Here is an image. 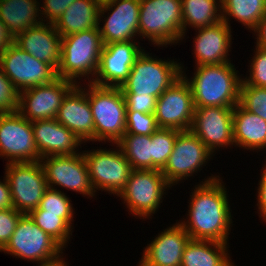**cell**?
<instances>
[{"instance_id":"cell-1","label":"cell","mask_w":266,"mask_h":266,"mask_svg":"<svg viewBox=\"0 0 266 266\" xmlns=\"http://www.w3.org/2000/svg\"><path fill=\"white\" fill-rule=\"evenodd\" d=\"M222 178L220 174L211 173L192 187L186 218L183 216L178 221L191 239L229 244L231 228L235 224L229 191Z\"/></svg>"},{"instance_id":"cell-2","label":"cell","mask_w":266,"mask_h":266,"mask_svg":"<svg viewBox=\"0 0 266 266\" xmlns=\"http://www.w3.org/2000/svg\"><path fill=\"white\" fill-rule=\"evenodd\" d=\"M180 62L181 75L188 82L195 107H230L239 103L242 76L235 64L195 66L192 76L186 74L187 67ZM186 69V70H185Z\"/></svg>"},{"instance_id":"cell-3","label":"cell","mask_w":266,"mask_h":266,"mask_svg":"<svg viewBox=\"0 0 266 266\" xmlns=\"http://www.w3.org/2000/svg\"><path fill=\"white\" fill-rule=\"evenodd\" d=\"M102 48L99 28L61 37V61L57 76L76 85L82 81L91 83L98 70Z\"/></svg>"},{"instance_id":"cell-4","label":"cell","mask_w":266,"mask_h":266,"mask_svg":"<svg viewBox=\"0 0 266 266\" xmlns=\"http://www.w3.org/2000/svg\"><path fill=\"white\" fill-rule=\"evenodd\" d=\"M139 40L150 46L168 48L182 42V1L181 0H140L138 25Z\"/></svg>"},{"instance_id":"cell-5","label":"cell","mask_w":266,"mask_h":266,"mask_svg":"<svg viewBox=\"0 0 266 266\" xmlns=\"http://www.w3.org/2000/svg\"><path fill=\"white\" fill-rule=\"evenodd\" d=\"M87 97L94 119L95 142L116 144L126 133L127 107L120 87L87 83Z\"/></svg>"},{"instance_id":"cell-6","label":"cell","mask_w":266,"mask_h":266,"mask_svg":"<svg viewBox=\"0 0 266 266\" xmlns=\"http://www.w3.org/2000/svg\"><path fill=\"white\" fill-rule=\"evenodd\" d=\"M172 186L166 181L161 170L132 169L128 181L117 196L136 219L152 220L161 209V204ZM146 219V220H145Z\"/></svg>"},{"instance_id":"cell-7","label":"cell","mask_w":266,"mask_h":266,"mask_svg":"<svg viewBox=\"0 0 266 266\" xmlns=\"http://www.w3.org/2000/svg\"><path fill=\"white\" fill-rule=\"evenodd\" d=\"M145 48L136 58L129 77L120 86L123 94L150 95L158 98L181 76L180 62L157 58Z\"/></svg>"},{"instance_id":"cell-8","label":"cell","mask_w":266,"mask_h":266,"mask_svg":"<svg viewBox=\"0 0 266 266\" xmlns=\"http://www.w3.org/2000/svg\"><path fill=\"white\" fill-rule=\"evenodd\" d=\"M65 249L35 224L29 214H22L9 242L0 251L38 265L61 259Z\"/></svg>"},{"instance_id":"cell-9","label":"cell","mask_w":266,"mask_h":266,"mask_svg":"<svg viewBox=\"0 0 266 266\" xmlns=\"http://www.w3.org/2000/svg\"><path fill=\"white\" fill-rule=\"evenodd\" d=\"M110 145L113 148L107 149L99 146V149L96 147L97 149L82 150L90 182L96 195L101 190L106 194L118 196L132 171L120 147L117 144Z\"/></svg>"},{"instance_id":"cell-10","label":"cell","mask_w":266,"mask_h":266,"mask_svg":"<svg viewBox=\"0 0 266 266\" xmlns=\"http://www.w3.org/2000/svg\"><path fill=\"white\" fill-rule=\"evenodd\" d=\"M214 156L191 130L180 131L161 173L171 186L180 185L183 180L185 182L190 177L193 179L199 175L198 172H201Z\"/></svg>"},{"instance_id":"cell-11","label":"cell","mask_w":266,"mask_h":266,"mask_svg":"<svg viewBox=\"0 0 266 266\" xmlns=\"http://www.w3.org/2000/svg\"><path fill=\"white\" fill-rule=\"evenodd\" d=\"M4 170L13 208L22 214L37 209L44 192L49 188L41 163H7Z\"/></svg>"},{"instance_id":"cell-12","label":"cell","mask_w":266,"mask_h":266,"mask_svg":"<svg viewBox=\"0 0 266 266\" xmlns=\"http://www.w3.org/2000/svg\"><path fill=\"white\" fill-rule=\"evenodd\" d=\"M49 188L72 191L90 200L96 196L83 152L40 159Z\"/></svg>"},{"instance_id":"cell-13","label":"cell","mask_w":266,"mask_h":266,"mask_svg":"<svg viewBox=\"0 0 266 266\" xmlns=\"http://www.w3.org/2000/svg\"><path fill=\"white\" fill-rule=\"evenodd\" d=\"M0 158L6 164L40 162L32 123L18 111L0 114Z\"/></svg>"},{"instance_id":"cell-14","label":"cell","mask_w":266,"mask_h":266,"mask_svg":"<svg viewBox=\"0 0 266 266\" xmlns=\"http://www.w3.org/2000/svg\"><path fill=\"white\" fill-rule=\"evenodd\" d=\"M0 66L18 92L52 83L58 78L51 65L34 58L15 44L0 56Z\"/></svg>"},{"instance_id":"cell-15","label":"cell","mask_w":266,"mask_h":266,"mask_svg":"<svg viewBox=\"0 0 266 266\" xmlns=\"http://www.w3.org/2000/svg\"><path fill=\"white\" fill-rule=\"evenodd\" d=\"M139 13L140 0H114L100 5L98 28L103 45L139 40Z\"/></svg>"},{"instance_id":"cell-16","label":"cell","mask_w":266,"mask_h":266,"mask_svg":"<svg viewBox=\"0 0 266 266\" xmlns=\"http://www.w3.org/2000/svg\"><path fill=\"white\" fill-rule=\"evenodd\" d=\"M195 113L191 88L181 75L157 98L155 118L159 128L190 130Z\"/></svg>"},{"instance_id":"cell-17","label":"cell","mask_w":266,"mask_h":266,"mask_svg":"<svg viewBox=\"0 0 266 266\" xmlns=\"http://www.w3.org/2000/svg\"><path fill=\"white\" fill-rule=\"evenodd\" d=\"M233 109L230 107H195L190 130L214 155L220 150L234 147Z\"/></svg>"},{"instance_id":"cell-18","label":"cell","mask_w":266,"mask_h":266,"mask_svg":"<svg viewBox=\"0 0 266 266\" xmlns=\"http://www.w3.org/2000/svg\"><path fill=\"white\" fill-rule=\"evenodd\" d=\"M75 85L58 77L52 83L25 89L19 92L17 111L31 122L54 119L64 97Z\"/></svg>"},{"instance_id":"cell-19","label":"cell","mask_w":266,"mask_h":266,"mask_svg":"<svg viewBox=\"0 0 266 266\" xmlns=\"http://www.w3.org/2000/svg\"><path fill=\"white\" fill-rule=\"evenodd\" d=\"M140 40L104 44L98 70L91 82L98 86L120 87L129 77L136 58L145 47Z\"/></svg>"},{"instance_id":"cell-20","label":"cell","mask_w":266,"mask_h":266,"mask_svg":"<svg viewBox=\"0 0 266 266\" xmlns=\"http://www.w3.org/2000/svg\"><path fill=\"white\" fill-rule=\"evenodd\" d=\"M153 238L143 248L138 266H180L183 251L191 237L178 219Z\"/></svg>"},{"instance_id":"cell-21","label":"cell","mask_w":266,"mask_h":266,"mask_svg":"<svg viewBox=\"0 0 266 266\" xmlns=\"http://www.w3.org/2000/svg\"><path fill=\"white\" fill-rule=\"evenodd\" d=\"M55 119L71 130L83 144L91 141L95 143V126L87 97V83L75 85L67 93Z\"/></svg>"},{"instance_id":"cell-22","label":"cell","mask_w":266,"mask_h":266,"mask_svg":"<svg viewBox=\"0 0 266 266\" xmlns=\"http://www.w3.org/2000/svg\"><path fill=\"white\" fill-rule=\"evenodd\" d=\"M195 30L192 41V49L195 64L199 65H219L225 62H233L229 54L232 50V28L221 21L210 27H201Z\"/></svg>"},{"instance_id":"cell-23","label":"cell","mask_w":266,"mask_h":266,"mask_svg":"<svg viewBox=\"0 0 266 266\" xmlns=\"http://www.w3.org/2000/svg\"><path fill=\"white\" fill-rule=\"evenodd\" d=\"M31 123L35 144L41 158L73 155L81 152L84 147L79 138L71 130L57 122L55 118Z\"/></svg>"},{"instance_id":"cell-24","label":"cell","mask_w":266,"mask_h":266,"mask_svg":"<svg viewBox=\"0 0 266 266\" xmlns=\"http://www.w3.org/2000/svg\"><path fill=\"white\" fill-rule=\"evenodd\" d=\"M14 44L56 71L61 61V35L54 25L40 23L15 36Z\"/></svg>"},{"instance_id":"cell-25","label":"cell","mask_w":266,"mask_h":266,"mask_svg":"<svg viewBox=\"0 0 266 266\" xmlns=\"http://www.w3.org/2000/svg\"><path fill=\"white\" fill-rule=\"evenodd\" d=\"M234 147L253 153L266 150V121L239 103L233 109Z\"/></svg>"},{"instance_id":"cell-26","label":"cell","mask_w":266,"mask_h":266,"mask_svg":"<svg viewBox=\"0 0 266 266\" xmlns=\"http://www.w3.org/2000/svg\"><path fill=\"white\" fill-rule=\"evenodd\" d=\"M229 244L190 239L180 266H237L230 257Z\"/></svg>"},{"instance_id":"cell-27","label":"cell","mask_w":266,"mask_h":266,"mask_svg":"<svg viewBox=\"0 0 266 266\" xmlns=\"http://www.w3.org/2000/svg\"><path fill=\"white\" fill-rule=\"evenodd\" d=\"M100 4L97 0H75L54 24L63 36L98 28Z\"/></svg>"},{"instance_id":"cell-28","label":"cell","mask_w":266,"mask_h":266,"mask_svg":"<svg viewBox=\"0 0 266 266\" xmlns=\"http://www.w3.org/2000/svg\"><path fill=\"white\" fill-rule=\"evenodd\" d=\"M0 20L15 37L18 33L42 22L40 1L2 0L0 1Z\"/></svg>"},{"instance_id":"cell-29","label":"cell","mask_w":266,"mask_h":266,"mask_svg":"<svg viewBox=\"0 0 266 266\" xmlns=\"http://www.w3.org/2000/svg\"><path fill=\"white\" fill-rule=\"evenodd\" d=\"M183 39L188 28L210 27L222 21L221 0H181Z\"/></svg>"},{"instance_id":"cell-30","label":"cell","mask_w":266,"mask_h":266,"mask_svg":"<svg viewBox=\"0 0 266 266\" xmlns=\"http://www.w3.org/2000/svg\"><path fill=\"white\" fill-rule=\"evenodd\" d=\"M222 21L231 27V19L252 33L266 14V0H221Z\"/></svg>"},{"instance_id":"cell-31","label":"cell","mask_w":266,"mask_h":266,"mask_svg":"<svg viewBox=\"0 0 266 266\" xmlns=\"http://www.w3.org/2000/svg\"><path fill=\"white\" fill-rule=\"evenodd\" d=\"M116 144L132 169L152 170L151 135L124 134Z\"/></svg>"},{"instance_id":"cell-32","label":"cell","mask_w":266,"mask_h":266,"mask_svg":"<svg viewBox=\"0 0 266 266\" xmlns=\"http://www.w3.org/2000/svg\"><path fill=\"white\" fill-rule=\"evenodd\" d=\"M62 189L48 188L40 200L37 209L30 213L60 214L62 218L74 230L75 209L70 197L61 191Z\"/></svg>"},{"instance_id":"cell-33","label":"cell","mask_w":266,"mask_h":266,"mask_svg":"<svg viewBox=\"0 0 266 266\" xmlns=\"http://www.w3.org/2000/svg\"><path fill=\"white\" fill-rule=\"evenodd\" d=\"M29 215L46 234L56 240L63 248H68L74 230L60 218V214L29 213Z\"/></svg>"},{"instance_id":"cell-34","label":"cell","mask_w":266,"mask_h":266,"mask_svg":"<svg viewBox=\"0 0 266 266\" xmlns=\"http://www.w3.org/2000/svg\"><path fill=\"white\" fill-rule=\"evenodd\" d=\"M179 130L171 128H158L151 135L152 142V170H162L166 165Z\"/></svg>"},{"instance_id":"cell-35","label":"cell","mask_w":266,"mask_h":266,"mask_svg":"<svg viewBox=\"0 0 266 266\" xmlns=\"http://www.w3.org/2000/svg\"><path fill=\"white\" fill-rule=\"evenodd\" d=\"M239 104L266 121V88L248 85L242 79Z\"/></svg>"},{"instance_id":"cell-36","label":"cell","mask_w":266,"mask_h":266,"mask_svg":"<svg viewBox=\"0 0 266 266\" xmlns=\"http://www.w3.org/2000/svg\"><path fill=\"white\" fill-rule=\"evenodd\" d=\"M254 46V54L253 57H249L248 71H246L249 75L246 73L242 79L248 85L266 88V48Z\"/></svg>"},{"instance_id":"cell-37","label":"cell","mask_w":266,"mask_h":266,"mask_svg":"<svg viewBox=\"0 0 266 266\" xmlns=\"http://www.w3.org/2000/svg\"><path fill=\"white\" fill-rule=\"evenodd\" d=\"M158 128L154 113L126 112L125 134L152 135Z\"/></svg>"},{"instance_id":"cell-38","label":"cell","mask_w":266,"mask_h":266,"mask_svg":"<svg viewBox=\"0 0 266 266\" xmlns=\"http://www.w3.org/2000/svg\"><path fill=\"white\" fill-rule=\"evenodd\" d=\"M19 92L3 73L0 66V114L18 110Z\"/></svg>"},{"instance_id":"cell-39","label":"cell","mask_w":266,"mask_h":266,"mask_svg":"<svg viewBox=\"0 0 266 266\" xmlns=\"http://www.w3.org/2000/svg\"><path fill=\"white\" fill-rule=\"evenodd\" d=\"M42 23L54 25L75 0H39Z\"/></svg>"},{"instance_id":"cell-40","label":"cell","mask_w":266,"mask_h":266,"mask_svg":"<svg viewBox=\"0 0 266 266\" xmlns=\"http://www.w3.org/2000/svg\"><path fill=\"white\" fill-rule=\"evenodd\" d=\"M21 215L14 208L0 210V251L9 242Z\"/></svg>"},{"instance_id":"cell-41","label":"cell","mask_w":266,"mask_h":266,"mask_svg":"<svg viewBox=\"0 0 266 266\" xmlns=\"http://www.w3.org/2000/svg\"><path fill=\"white\" fill-rule=\"evenodd\" d=\"M127 111L140 113H155L157 98L150 95L123 94Z\"/></svg>"},{"instance_id":"cell-42","label":"cell","mask_w":266,"mask_h":266,"mask_svg":"<svg viewBox=\"0 0 266 266\" xmlns=\"http://www.w3.org/2000/svg\"><path fill=\"white\" fill-rule=\"evenodd\" d=\"M266 159V158H265ZM261 172L260 174V179H258V187L257 188V192L256 195L257 196V202L255 206L258 216L261 218V222H265L266 223V161L265 163L262 165V168L260 170ZM258 208V209H257ZM263 220V221H262Z\"/></svg>"},{"instance_id":"cell-43","label":"cell","mask_w":266,"mask_h":266,"mask_svg":"<svg viewBox=\"0 0 266 266\" xmlns=\"http://www.w3.org/2000/svg\"><path fill=\"white\" fill-rule=\"evenodd\" d=\"M9 208H13V204L9 184L4 175L3 180L0 179V210Z\"/></svg>"},{"instance_id":"cell-44","label":"cell","mask_w":266,"mask_h":266,"mask_svg":"<svg viewBox=\"0 0 266 266\" xmlns=\"http://www.w3.org/2000/svg\"><path fill=\"white\" fill-rule=\"evenodd\" d=\"M15 37L7 30L5 24L0 20V56L14 44Z\"/></svg>"},{"instance_id":"cell-45","label":"cell","mask_w":266,"mask_h":266,"mask_svg":"<svg viewBox=\"0 0 266 266\" xmlns=\"http://www.w3.org/2000/svg\"><path fill=\"white\" fill-rule=\"evenodd\" d=\"M254 34L255 45L266 48V14L259 21L257 28L252 32Z\"/></svg>"},{"instance_id":"cell-46","label":"cell","mask_w":266,"mask_h":266,"mask_svg":"<svg viewBox=\"0 0 266 266\" xmlns=\"http://www.w3.org/2000/svg\"><path fill=\"white\" fill-rule=\"evenodd\" d=\"M36 266H69V263L67 262V259L65 260V256H63L61 259L56 260L54 262Z\"/></svg>"},{"instance_id":"cell-47","label":"cell","mask_w":266,"mask_h":266,"mask_svg":"<svg viewBox=\"0 0 266 266\" xmlns=\"http://www.w3.org/2000/svg\"><path fill=\"white\" fill-rule=\"evenodd\" d=\"M100 5L114 1V0H97Z\"/></svg>"}]
</instances>
